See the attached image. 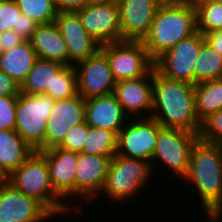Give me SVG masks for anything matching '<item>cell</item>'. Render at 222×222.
Segmentation results:
<instances>
[{
  "label": "cell",
  "mask_w": 222,
  "mask_h": 222,
  "mask_svg": "<svg viewBox=\"0 0 222 222\" xmlns=\"http://www.w3.org/2000/svg\"><path fill=\"white\" fill-rule=\"evenodd\" d=\"M151 117L162 127L199 133L202 122L196 113L195 85L166 78L153 68Z\"/></svg>",
  "instance_id": "cell-1"
},
{
  "label": "cell",
  "mask_w": 222,
  "mask_h": 222,
  "mask_svg": "<svg viewBox=\"0 0 222 222\" xmlns=\"http://www.w3.org/2000/svg\"><path fill=\"white\" fill-rule=\"evenodd\" d=\"M192 182L201 199L208 222H220L222 215V145L198 140L193 146L184 180ZM190 180V181H189Z\"/></svg>",
  "instance_id": "cell-2"
},
{
  "label": "cell",
  "mask_w": 222,
  "mask_h": 222,
  "mask_svg": "<svg viewBox=\"0 0 222 222\" xmlns=\"http://www.w3.org/2000/svg\"><path fill=\"white\" fill-rule=\"evenodd\" d=\"M197 32L194 3L164 0L157 9L148 35L142 41L150 58L155 61L179 41Z\"/></svg>",
  "instance_id": "cell-3"
},
{
  "label": "cell",
  "mask_w": 222,
  "mask_h": 222,
  "mask_svg": "<svg viewBox=\"0 0 222 222\" xmlns=\"http://www.w3.org/2000/svg\"><path fill=\"white\" fill-rule=\"evenodd\" d=\"M5 179L21 193L41 202L56 218L59 215L66 216L70 211L67 206L70 202L66 204L54 191L46 157L39 151H34Z\"/></svg>",
  "instance_id": "cell-4"
},
{
  "label": "cell",
  "mask_w": 222,
  "mask_h": 222,
  "mask_svg": "<svg viewBox=\"0 0 222 222\" xmlns=\"http://www.w3.org/2000/svg\"><path fill=\"white\" fill-rule=\"evenodd\" d=\"M153 174L151 163L143 159L116 154L109 166L105 185L100 194L114 202L125 203L146 187Z\"/></svg>",
  "instance_id": "cell-5"
},
{
  "label": "cell",
  "mask_w": 222,
  "mask_h": 222,
  "mask_svg": "<svg viewBox=\"0 0 222 222\" xmlns=\"http://www.w3.org/2000/svg\"><path fill=\"white\" fill-rule=\"evenodd\" d=\"M54 105L55 100L44 93L18 95L15 131L35 151H44L46 124Z\"/></svg>",
  "instance_id": "cell-6"
},
{
  "label": "cell",
  "mask_w": 222,
  "mask_h": 222,
  "mask_svg": "<svg viewBox=\"0 0 222 222\" xmlns=\"http://www.w3.org/2000/svg\"><path fill=\"white\" fill-rule=\"evenodd\" d=\"M100 50L108 59L116 82L145 77L153 68L142 41H119L103 44Z\"/></svg>",
  "instance_id": "cell-7"
},
{
  "label": "cell",
  "mask_w": 222,
  "mask_h": 222,
  "mask_svg": "<svg viewBox=\"0 0 222 222\" xmlns=\"http://www.w3.org/2000/svg\"><path fill=\"white\" fill-rule=\"evenodd\" d=\"M199 139V133L161 126L156 148L151 159L153 173V168H155L153 166L156 164L154 163L155 160L159 161V163L163 162L166 168L169 167L173 174L175 173L178 177L184 178L189 170L193 146Z\"/></svg>",
  "instance_id": "cell-8"
},
{
  "label": "cell",
  "mask_w": 222,
  "mask_h": 222,
  "mask_svg": "<svg viewBox=\"0 0 222 222\" xmlns=\"http://www.w3.org/2000/svg\"><path fill=\"white\" fill-rule=\"evenodd\" d=\"M204 42V35L197 31L159 56L154 68L166 78L194 85V64Z\"/></svg>",
  "instance_id": "cell-9"
},
{
  "label": "cell",
  "mask_w": 222,
  "mask_h": 222,
  "mask_svg": "<svg viewBox=\"0 0 222 222\" xmlns=\"http://www.w3.org/2000/svg\"><path fill=\"white\" fill-rule=\"evenodd\" d=\"M131 119L118 133L117 154L151 163L161 125L152 117Z\"/></svg>",
  "instance_id": "cell-10"
},
{
  "label": "cell",
  "mask_w": 222,
  "mask_h": 222,
  "mask_svg": "<svg viewBox=\"0 0 222 222\" xmlns=\"http://www.w3.org/2000/svg\"><path fill=\"white\" fill-rule=\"evenodd\" d=\"M54 215L38 200L0 179V222H46Z\"/></svg>",
  "instance_id": "cell-11"
},
{
  "label": "cell",
  "mask_w": 222,
  "mask_h": 222,
  "mask_svg": "<svg viewBox=\"0 0 222 222\" xmlns=\"http://www.w3.org/2000/svg\"><path fill=\"white\" fill-rule=\"evenodd\" d=\"M83 27L99 44L121 41V27L117 2L94 1L76 11Z\"/></svg>",
  "instance_id": "cell-12"
},
{
  "label": "cell",
  "mask_w": 222,
  "mask_h": 222,
  "mask_svg": "<svg viewBox=\"0 0 222 222\" xmlns=\"http://www.w3.org/2000/svg\"><path fill=\"white\" fill-rule=\"evenodd\" d=\"M78 94L84 99L109 95L114 92L116 81L108 59L99 50L96 54L74 65Z\"/></svg>",
  "instance_id": "cell-13"
},
{
  "label": "cell",
  "mask_w": 222,
  "mask_h": 222,
  "mask_svg": "<svg viewBox=\"0 0 222 222\" xmlns=\"http://www.w3.org/2000/svg\"><path fill=\"white\" fill-rule=\"evenodd\" d=\"M164 0H118L121 41H143Z\"/></svg>",
  "instance_id": "cell-14"
},
{
  "label": "cell",
  "mask_w": 222,
  "mask_h": 222,
  "mask_svg": "<svg viewBox=\"0 0 222 222\" xmlns=\"http://www.w3.org/2000/svg\"><path fill=\"white\" fill-rule=\"evenodd\" d=\"M54 23L67 45L69 65L74 66L100 50L101 44L87 33L77 12H58Z\"/></svg>",
  "instance_id": "cell-15"
},
{
  "label": "cell",
  "mask_w": 222,
  "mask_h": 222,
  "mask_svg": "<svg viewBox=\"0 0 222 222\" xmlns=\"http://www.w3.org/2000/svg\"><path fill=\"white\" fill-rule=\"evenodd\" d=\"M113 94L130 119L131 116L132 118H142L145 112L149 115H143L144 118L151 117L150 112H152L153 108V69L145 77L116 82Z\"/></svg>",
  "instance_id": "cell-16"
},
{
  "label": "cell",
  "mask_w": 222,
  "mask_h": 222,
  "mask_svg": "<svg viewBox=\"0 0 222 222\" xmlns=\"http://www.w3.org/2000/svg\"><path fill=\"white\" fill-rule=\"evenodd\" d=\"M113 157L78 153L75 171V197L93 201L100 195Z\"/></svg>",
  "instance_id": "cell-17"
},
{
  "label": "cell",
  "mask_w": 222,
  "mask_h": 222,
  "mask_svg": "<svg viewBox=\"0 0 222 222\" xmlns=\"http://www.w3.org/2000/svg\"><path fill=\"white\" fill-rule=\"evenodd\" d=\"M41 153L46 157L54 191L66 202L75 198V171L78 153L53 147Z\"/></svg>",
  "instance_id": "cell-18"
},
{
  "label": "cell",
  "mask_w": 222,
  "mask_h": 222,
  "mask_svg": "<svg viewBox=\"0 0 222 222\" xmlns=\"http://www.w3.org/2000/svg\"><path fill=\"white\" fill-rule=\"evenodd\" d=\"M127 117L113 93L85 99V122L91 127L118 134L128 122Z\"/></svg>",
  "instance_id": "cell-19"
},
{
  "label": "cell",
  "mask_w": 222,
  "mask_h": 222,
  "mask_svg": "<svg viewBox=\"0 0 222 222\" xmlns=\"http://www.w3.org/2000/svg\"><path fill=\"white\" fill-rule=\"evenodd\" d=\"M30 42L38 58L69 65L67 45L54 22L38 25Z\"/></svg>",
  "instance_id": "cell-20"
},
{
  "label": "cell",
  "mask_w": 222,
  "mask_h": 222,
  "mask_svg": "<svg viewBox=\"0 0 222 222\" xmlns=\"http://www.w3.org/2000/svg\"><path fill=\"white\" fill-rule=\"evenodd\" d=\"M35 151L15 130H0V179L7 178Z\"/></svg>",
  "instance_id": "cell-21"
},
{
  "label": "cell",
  "mask_w": 222,
  "mask_h": 222,
  "mask_svg": "<svg viewBox=\"0 0 222 222\" xmlns=\"http://www.w3.org/2000/svg\"><path fill=\"white\" fill-rule=\"evenodd\" d=\"M37 59V54L32 48L30 40H25L20 45L3 51L0 56V70L21 86Z\"/></svg>",
  "instance_id": "cell-22"
},
{
  "label": "cell",
  "mask_w": 222,
  "mask_h": 222,
  "mask_svg": "<svg viewBox=\"0 0 222 222\" xmlns=\"http://www.w3.org/2000/svg\"><path fill=\"white\" fill-rule=\"evenodd\" d=\"M64 66L59 62L38 58L27 78L20 86V92L29 95L46 94V90H52L54 76Z\"/></svg>",
  "instance_id": "cell-23"
},
{
  "label": "cell",
  "mask_w": 222,
  "mask_h": 222,
  "mask_svg": "<svg viewBox=\"0 0 222 222\" xmlns=\"http://www.w3.org/2000/svg\"><path fill=\"white\" fill-rule=\"evenodd\" d=\"M37 26L31 18L21 13L14 0H0V33L14 30L23 39L30 40Z\"/></svg>",
  "instance_id": "cell-24"
},
{
  "label": "cell",
  "mask_w": 222,
  "mask_h": 222,
  "mask_svg": "<svg viewBox=\"0 0 222 222\" xmlns=\"http://www.w3.org/2000/svg\"><path fill=\"white\" fill-rule=\"evenodd\" d=\"M196 113L202 122L212 113L222 109V78L195 85Z\"/></svg>",
  "instance_id": "cell-25"
},
{
  "label": "cell",
  "mask_w": 222,
  "mask_h": 222,
  "mask_svg": "<svg viewBox=\"0 0 222 222\" xmlns=\"http://www.w3.org/2000/svg\"><path fill=\"white\" fill-rule=\"evenodd\" d=\"M222 78V56L204 42L194 64V85Z\"/></svg>",
  "instance_id": "cell-26"
},
{
  "label": "cell",
  "mask_w": 222,
  "mask_h": 222,
  "mask_svg": "<svg viewBox=\"0 0 222 222\" xmlns=\"http://www.w3.org/2000/svg\"><path fill=\"white\" fill-rule=\"evenodd\" d=\"M118 150V134L88 125V137L81 153L98 156H115Z\"/></svg>",
  "instance_id": "cell-27"
},
{
  "label": "cell",
  "mask_w": 222,
  "mask_h": 222,
  "mask_svg": "<svg viewBox=\"0 0 222 222\" xmlns=\"http://www.w3.org/2000/svg\"><path fill=\"white\" fill-rule=\"evenodd\" d=\"M196 9L197 31L205 35L208 32L222 30V3L197 1Z\"/></svg>",
  "instance_id": "cell-28"
},
{
  "label": "cell",
  "mask_w": 222,
  "mask_h": 222,
  "mask_svg": "<svg viewBox=\"0 0 222 222\" xmlns=\"http://www.w3.org/2000/svg\"><path fill=\"white\" fill-rule=\"evenodd\" d=\"M49 117L65 118L71 129L85 122V99L77 94L68 99L56 100Z\"/></svg>",
  "instance_id": "cell-29"
},
{
  "label": "cell",
  "mask_w": 222,
  "mask_h": 222,
  "mask_svg": "<svg viewBox=\"0 0 222 222\" xmlns=\"http://www.w3.org/2000/svg\"><path fill=\"white\" fill-rule=\"evenodd\" d=\"M21 13L31 18L36 24L53 23L58 11L54 0H14Z\"/></svg>",
  "instance_id": "cell-30"
},
{
  "label": "cell",
  "mask_w": 222,
  "mask_h": 222,
  "mask_svg": "<svg viewBox=\"0 0 222 222\" xmlns=\"http://www.w3.org/2000/svg\"><path fill=\"white\" fill-rule=\"evenodd\" d=\"M46 94L55 101L68 99L78 94L77 75L73 65L64 66L54 76L52 90H46Z\"/></svg>",
  "instance_id": "cell-31"
},
{
  "label": "cell",
  "mask_w": 222,
  "mask_h": 222,
  "mask_svg": "<svg viewBox=\"0 0 222 222\" xmlns=\"http://www.w3.org/2000/svg\"><path fill=\"white\" fill-rule=\"evenodd\" d=\"M199 138L207 143L222 145V109L202 121Z\"/></svg>",
  "instance_id": "cell-32"
},
{
  "label": "cell",
  "mask_w": 222,
  "mask_h": 222,
  "mask_svg": "<svg viewBox=\"0 0 222 222\" xmlns=\"http://www.w3.org/2000/svg\"><path fill=\"white\" fill-rule=\"evenodd\" d=\"M69 129L68 122L65 118L49 117L46 124L44 151L58 147Z\"/></svg>",
  "instance_id": "cell-33"
},
{
  "label": "cell",
  "mask_w": 222,
  "mask_h": 222,
  "mask_svg": "<svg viewBox=\"0 0 222 222\" xmlns=\"http://www.w3.org/2000/svg\"><path fill=\"white\" fill-rule=\"evenodd\" d=\"M87 137L88 124L84 122L69 129L65 135V138L58 147L65 150L81 153Z\"/></svg>",
  "instance_id": "cell-34"
},
{
  "label": "cell",
  "mask_w": 222,
  "mask_h": 222,
  "mask_svg": "<svg viewBox=\"0 0 222 222\" xmlns=\"http://www.w3.org/2000/svg\"><path fill=\"white\" fill-rule=\"evenodd\" d=\"M18 95L0 97V130H15Z\"/></svg>",
  "instance_id": "cell-35"
},
{
  "label": "cell",
  "mask_w": 222,
  "mask_h": 222,
  "mask_svg": "<svg viewBox=\"0 0 222 222\" xmlns=\"http://www.w3.org/2000/svg\"><path fill=\"white\" fill-rule=\"evenodd\" d=\"M19 94V84L8 74L0 70V97Z\"/></svg>",
  "instance_id": "cell-36"
},
{
  "label": "cell",
  "mask_w": 222,
  "mask_h": 222,
  "mask_svg": "<svg viewBox=\"0 0 222 222\" xmlns=\"http://www.w3.org/2000/svg\"><path fill=\"white\" fill-rule=\"evenodd\" d=\"M95 0H54L58 12H76Z\"/></svg>",
  "instance_id": "cell-37"
},
{
  "label": "cell",
  "mask_w": 222,
  "mask_h": 222,
  "mask_svg": "<svg viewBox=\"0 0 222 222\" xmlns=\"http://www.w3.org/2000/svg\"><path fill=\"white\" fill-rule=\"evenodd\" d=\"M24 41L25 39H23L14 30H8L0 33V44L3 51L10 50Z\"/></svg>",
  "instance_id": "cell-38"
},
{
  "label": "cell",
  "mask_w": 222,
  "mask_h": 222,
  "mask_svg": "<svg viewBox=\"0 0 222 222\" xmlns=\"http://www.w3.org/2000/svg\"><path fill=\"white\" fill-rule=\"evenodd\" d=\"M205 42L208 43L216 52L222 56V30L208 32L204 35Z\"/></svg>",
  "instance_id": "cell-39"
},
{
  "label": "cell",
  "mask_w": 222,
  "mask_h": 222,
  "mask_svg": "<svg viewBox=\"0 0 222 222\" xmlns=\"http://www.w3.org/2000/svg\"><path fill=\"white\" fill-rule=\"evenodd\" d=\"M198 1H210L215 3H222V0H198Z\"/></svg>",
  "instance_id": "cell-40"
},
{
  "label": "cell",
  "mask_w": 222,
  "mask_h": 222,
  "mask_svg": "<svg viewBox=\"0 0 222 222\" xmlns=\"http://www.w3.org/2000/svg\"><path fill=\"white\" fill-rule=\"evenodd\" d=\"M180 1L189 2V3H195V2H197L198 0H180Z\"/></svg>",
  "instance_id": "cell-41"
},
{
  "label": "cell",
  "mask_w": 222,
  "mask_h": 222,
  "mask_svg": "<svg viewBox=\"0 0 222 222\" xmlns=\"http://www.w3.org/2000/svg\"><path fill=\"white\" fill-rule=\"evenodd\" d=\"M96 1H112V2H117L118 0H96Z\"/></svg>",
  "instance_id": "cell-42"
},
{
  "label": "cell",
  "mask_w": 222,
  "mask_h": 222,
  "mask_svg": "<svg viewBox=\"0 0 222 222\" xmlns=\"http://www.w3.org/2000/svg\"><path fill=\"white\" fill-rule=\"evenodd\" d=\"M3 53V50H2V47H1V44H0V56L2 55Z\"/></svg>",
  "instance_id": "cell-43"
}]
</instances>
